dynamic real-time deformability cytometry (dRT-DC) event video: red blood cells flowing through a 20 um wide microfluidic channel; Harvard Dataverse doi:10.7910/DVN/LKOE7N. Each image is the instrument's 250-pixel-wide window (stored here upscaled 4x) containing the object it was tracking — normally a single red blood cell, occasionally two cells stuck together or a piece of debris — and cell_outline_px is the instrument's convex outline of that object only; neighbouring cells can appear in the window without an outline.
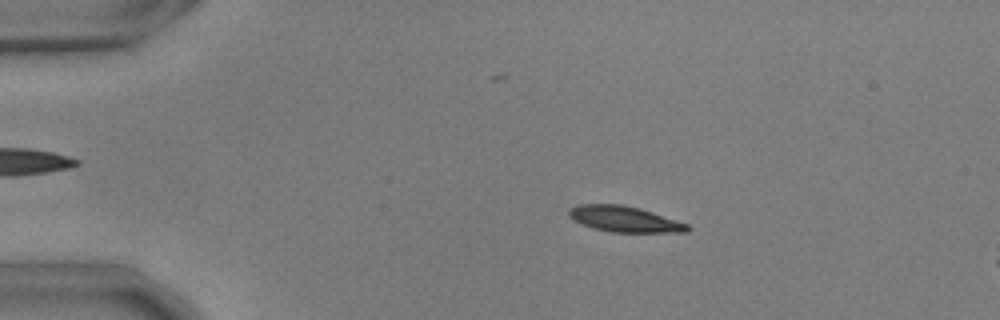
{"species": "common noctule bat (a hibernating species)", "species_latin": "Nyctalus noctula", "temperature_condition": "warm", "stored_images_in_passage": 16, "camera_frame_rate_fps": 3000, "um_per_image_px": 0.085, "animal": {"sex": "male", "body_mass_g": 17.9, "forearm_length_mm": 54.2}, "frame": {"image": 1, "passage_image": 10, "time_ms": 3.0, "image_size_px": [1000, 320], "cell_outline_px": [[692, 228], [688, 232], [612, 232], [596, 228], [584, 224], [568, 216], [568, 208], [576, 204], [624, 204], [640, 208], [688, 224]], "centroid_in_image_um": [53.09, 18.61], "position_along_channel_um": 31.9, "area_um2": 17.74}}